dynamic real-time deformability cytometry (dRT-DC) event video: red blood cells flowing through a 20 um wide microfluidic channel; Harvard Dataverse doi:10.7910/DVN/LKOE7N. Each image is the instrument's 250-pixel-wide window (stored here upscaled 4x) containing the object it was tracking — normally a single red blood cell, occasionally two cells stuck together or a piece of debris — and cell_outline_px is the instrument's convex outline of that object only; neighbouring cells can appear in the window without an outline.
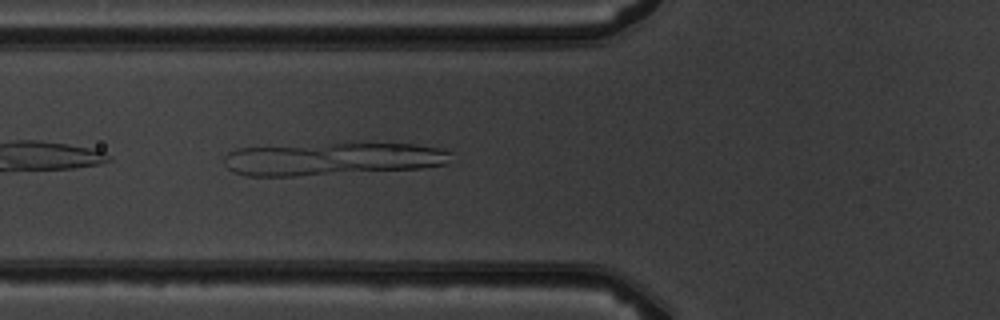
{"species": "common noctule bat (a hibernating species)", "species_latin": "Nyctalus noctula", "temperature_condition": "warm", "stored_images_in_passage": 4, "camera_frame_rate_fps": 3000, "um_per_image_px": 0.085, "animal": {"sex": "male", "body_mass_g": 19.5, "forearm_length_mm": 54.6}, "frame": {"image": 1, "passage_image": 4, "time_ms": 4.333, "image_size_px": [1000, 320], "cell_outline_px": [[452, 152], [448, 164], [420, 168], [296, 176], [244, 176], [232, 172], [224, 164], [224, 156], [228, 152], [236, 148], [344, 140], [392, 140], [440, 148]], "centroid_in_image_um": [28.3, 13.43], "position_along_channel_um": 97.5, "area_um2": 46.18}}